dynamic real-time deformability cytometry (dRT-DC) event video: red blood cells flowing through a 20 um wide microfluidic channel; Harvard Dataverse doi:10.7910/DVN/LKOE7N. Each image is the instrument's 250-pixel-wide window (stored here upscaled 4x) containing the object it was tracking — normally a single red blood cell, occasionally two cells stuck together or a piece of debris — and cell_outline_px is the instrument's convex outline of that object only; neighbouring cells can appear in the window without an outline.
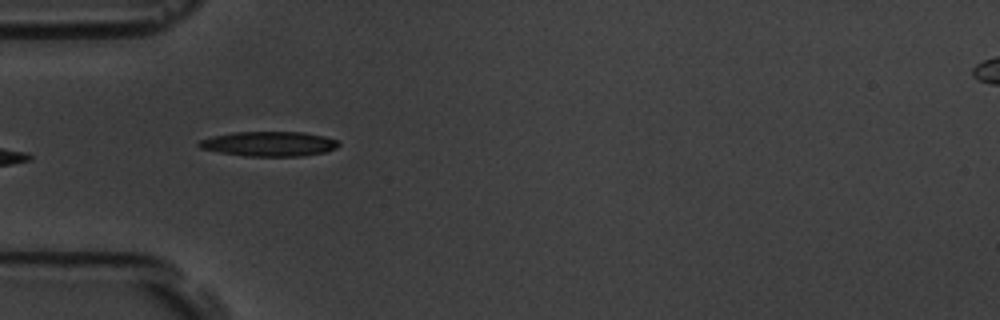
{"species": "common noctule bat (a hibernating species)", "species_latin": "Nyctalus noctula", "temperature_condition": "room temperature", "stored_images_in_passage": 10, "camera_frame_rate_fps": 3000, "um_per_image_px": 0.085, "animal": {"sex": "male", "body_mass_g": 19.5, "forearm_length_mm": 54.6}, "frame": {"image": 1, "passage_image": 5, "time_ms": 4.667, "image_size_px": [1000, 320], "cell_outline_px": [[340, 144], [336, 148], [324, 152], [300, 156], [244, 156], [220, 152], [200, 148], [196, 144], [200, 140], [212, 136], [232, 132], [304, 132], [324, 136], [340, 140]], "centroid_in_image_um": [22.88, 12.22], "position_along_channel_um": 62.1, "area_um2": 20.23}}
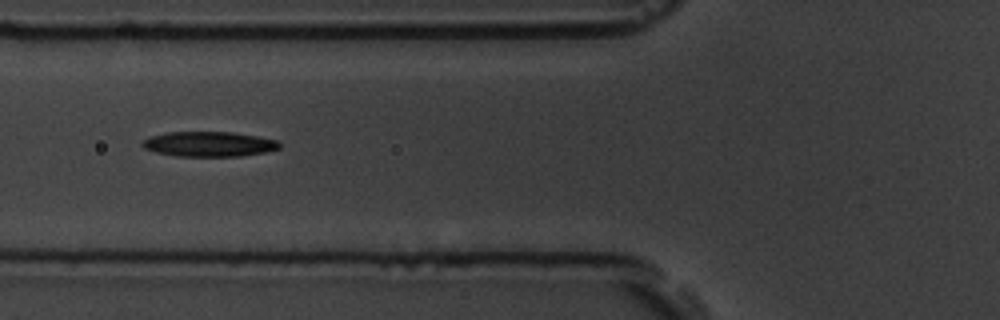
{"frame": {"image": 2, "passage_image": 6, "time_ms": 6.0, "image_size_px": [1000, 320], "cell_outline_px": [[280, 148], [264, 152], [240, 156], [176, 156], [156, 152], [144, 148], [140, 144], [144, 140], [152, 136], [168, 132], [232, 132], [256, 136], [276, 140], [280, 144]], "centroid_in_image_um": [17.75, 12.25], "position_along_channel_um": 108.1, "area_um2": 19.77}}
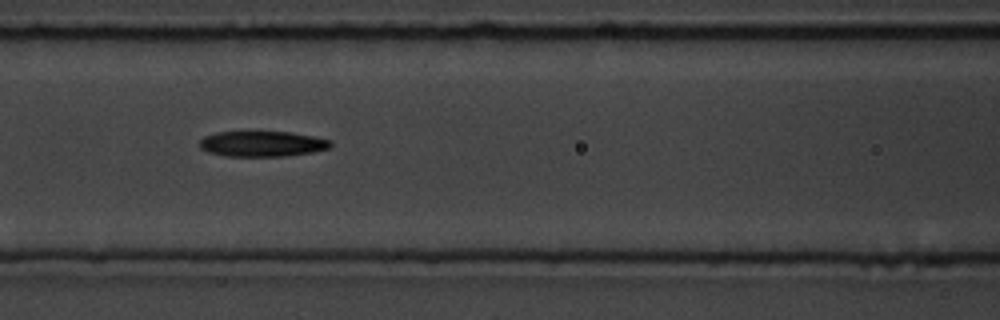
{"frame": {"image": 3, "passage_image": 7, "time_ms": 7.0, "image_size_px": [1000, 320], "cell_outline_px": [[332, 144], [328, 148], [312, 152], [284, 156], [224, 156], [208, 152], [200, 148], [200, 140], [204, 136], [216, 132], [292, 132], [332, 140]], "centroid_in_image_um": [22.27, 12.22], "position_along_channel_um": 144.3, "area_um2": 19.42}}